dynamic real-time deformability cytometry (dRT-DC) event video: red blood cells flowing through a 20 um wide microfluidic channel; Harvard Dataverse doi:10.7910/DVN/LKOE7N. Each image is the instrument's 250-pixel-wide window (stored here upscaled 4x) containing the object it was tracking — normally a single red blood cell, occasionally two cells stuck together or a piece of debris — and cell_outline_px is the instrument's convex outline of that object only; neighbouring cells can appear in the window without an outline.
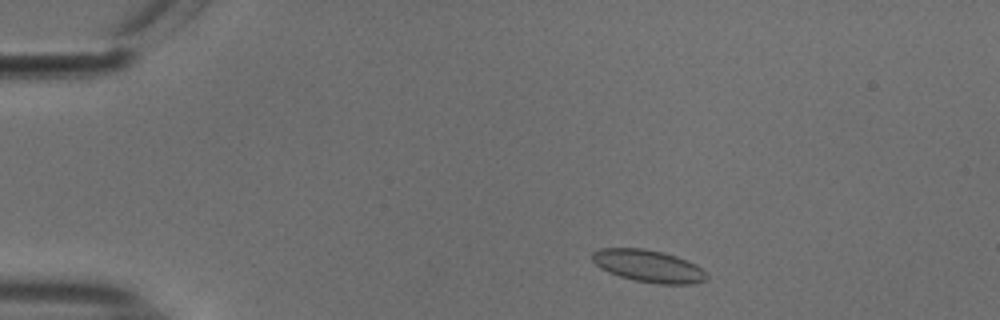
{"species": "common noctule bat (a hibernating species)", "species_latin": "Nyctalus noctula", "temperature_condition": "cold", "stored_images_in_passage": 48, "camera_frame_rate_fps": 3000, "um_per_image_px": 0.085, "animal": {"sex": "male", "body_mass_g": 18.8}, "frame": {"image": 1, "passage_image": 4, "time_ms": 1.0, "image_size_px": [1000, 320], "cell_outline_px": [[708, 276], [704, 280], [696, 284], [656, 284], [636, 280], [620, 276], [608, 272], [600, 268], [592, 260], [592, 252], [600, 248], [644, 248], [664, 252], [688, 260], [696, 264]], "centroid_in_image_um": [55.11, 22.6], "position_along_channel_um": 29.9, "area_um2": 21.56}}
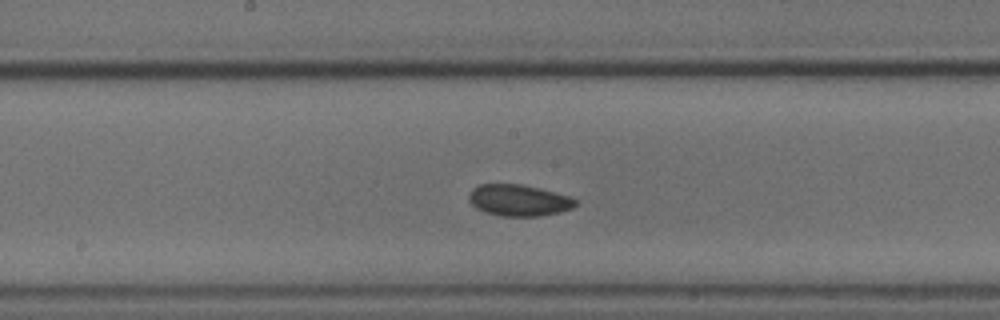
{"frame": {"image": 2, "passage_image": 23, "time_ms": 7.333, "image_size_px": [1000, 320], "cell_outline_px": [[580, 200], [572, 208], [560, 212], [540, 216], [500, 216], [484, 212], [476, 208], [468, 200], [468, 196], [472, 188], [480, 184], [520, 184], [556, 192], [572, 196]], "centroid_in_image_um": [44.11, 17.02], "position_along_channel_um": 204.1, "area_um2": 19.77}}
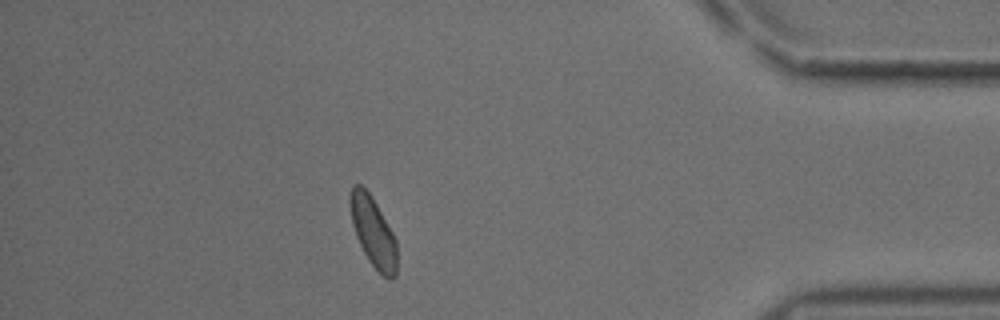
{"frame": {"image": 3, "passage_image": 42, "time_ms": 13.667, "image_size_px": [1000, 320], "cell_outline_px": [[396, 276], [384, 276], [368, 260], [356, 236], [352, 224], [352, 184], [360, 184], [368, 192], [376, 204], [392, 232], [396, 240]], "centroid_in_image_um": [31.73, 19.73], "position_along_channel_um": 403.5, "area_um2": 18.09}, "authors_computed_cell_mechanics": {"area_um2": 19.6231, "velocity_mm_per_s": 3.7386, "shape_relaxation_time_tau1_ms": 1.4631, "shape_relaxation_time_tau2_ms": 9.63, "deformation_change_tau1": 0.0413, "deformation_change_tau2": 0.0848}}